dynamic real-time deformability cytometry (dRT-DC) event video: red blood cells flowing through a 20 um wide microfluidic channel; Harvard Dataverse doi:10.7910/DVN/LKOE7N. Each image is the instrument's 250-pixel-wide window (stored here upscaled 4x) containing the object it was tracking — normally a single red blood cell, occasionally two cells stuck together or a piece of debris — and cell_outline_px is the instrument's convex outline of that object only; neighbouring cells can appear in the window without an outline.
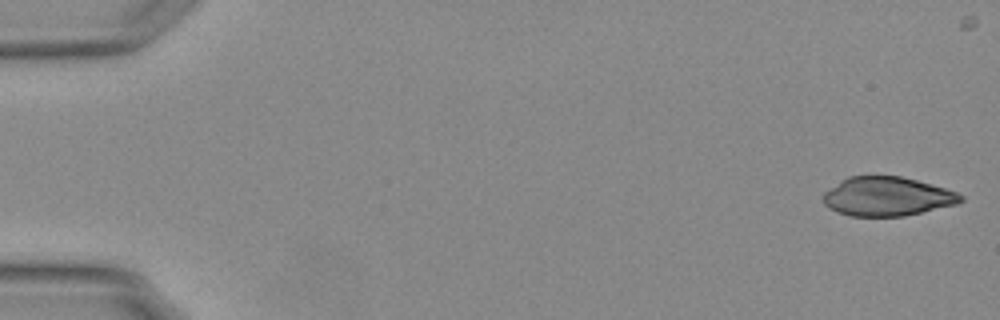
{"species": "Egyptian fruit bat (a non-hibernating species)", "species_latin": "Rousettus aegyptiacus", "temperature_condition": "warm", "stored_images_in_passage": 44, "camera_frame_rate_fps": 3000, "um_per_image_px": 0.085, "animal": {"sex": "female"}, "frame": {"image": 1, "passage_image": 1, "time_ms": 0.0, "image_size_px": [1000, 320], "cell_outline_px": [[964, 200], [956, 204], [904, 216], [852, 216], [840, 212], [824, 204], [824, 192], [840, 180], [848, 176], [900, 176], [916, 180], [944, 188], [956, 192], [964, 196]], "centroid_in_image_um": [75.41, 16.69], "position_along_channel_um": 9.6, "area_um2": 30.92}}
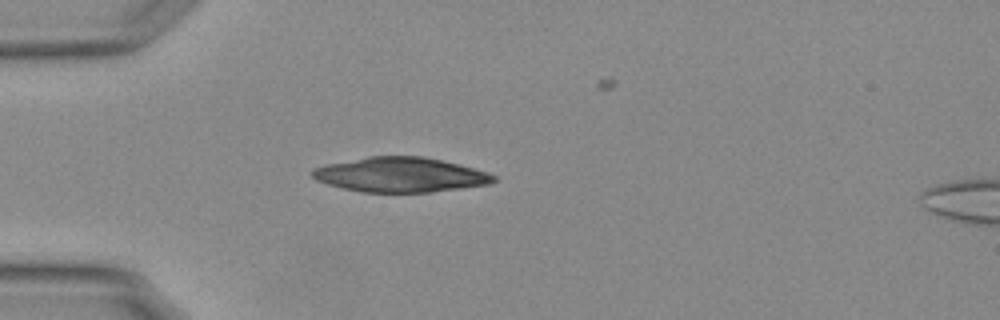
{"frame": {"image": 2, "passage_image": 15, "time_ms": 4.667, "image_size_px": [1000, 320], "cell_outline_px": [[496, 180], [488, 184], [432, 192], [364, 192], [344, 188], [328, 184], [316, 180], [312, 176], [312, 168], [324, 164], [368, 156], [424, 156], [444, 160], [460, 164], [488, 172], [496, 176]], "centroid_in_image_um": [34.02, 14.84], "position_along_channel_um": 51.0, "area_um2": 36.82}}